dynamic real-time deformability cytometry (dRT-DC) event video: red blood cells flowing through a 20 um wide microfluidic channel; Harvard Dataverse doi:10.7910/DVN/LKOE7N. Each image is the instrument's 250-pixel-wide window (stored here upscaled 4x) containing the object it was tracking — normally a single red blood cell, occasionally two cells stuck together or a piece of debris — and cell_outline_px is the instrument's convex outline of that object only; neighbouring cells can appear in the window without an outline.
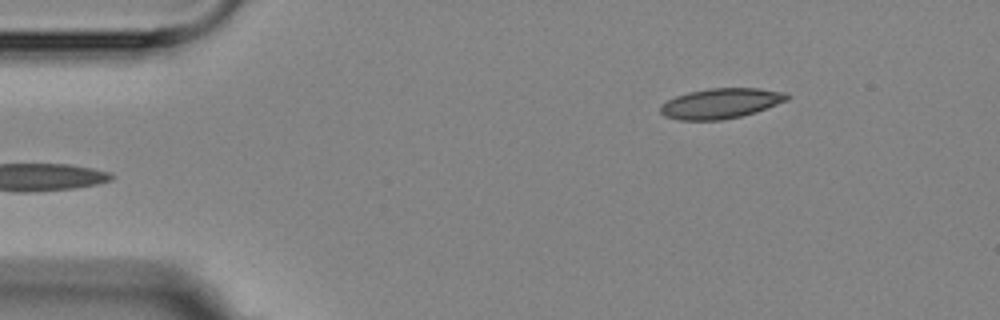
{"species": "Egyptian fruit bat (a non-hibernating species)", "species_latin": "Rousettus aegyptiacus", "temperature_condition": "room temperature", "stored_images_in_passage": 6, "camera_frame_rate_fps": 3000, "um_per_image_px": 0.085, "animal": {"sex": "female"}, "frame": {"image": 1, "passage_image": 6, "time_ms": 5.667, "image_size_px": [1000, 320], "cell_outline_px": [[792, 96], [788, 100], [756, 112], [740, 116], [720, 120], [680, 120], [664, 116], [660, 112], [660, 104], [676, 96], [688, 92], [708, 88], [760, 88], [788, 92]], "centroid_in_image_um": [61.3, 8.78], "position_along_channel_um": 23.7, "area_um2": 22.48}}